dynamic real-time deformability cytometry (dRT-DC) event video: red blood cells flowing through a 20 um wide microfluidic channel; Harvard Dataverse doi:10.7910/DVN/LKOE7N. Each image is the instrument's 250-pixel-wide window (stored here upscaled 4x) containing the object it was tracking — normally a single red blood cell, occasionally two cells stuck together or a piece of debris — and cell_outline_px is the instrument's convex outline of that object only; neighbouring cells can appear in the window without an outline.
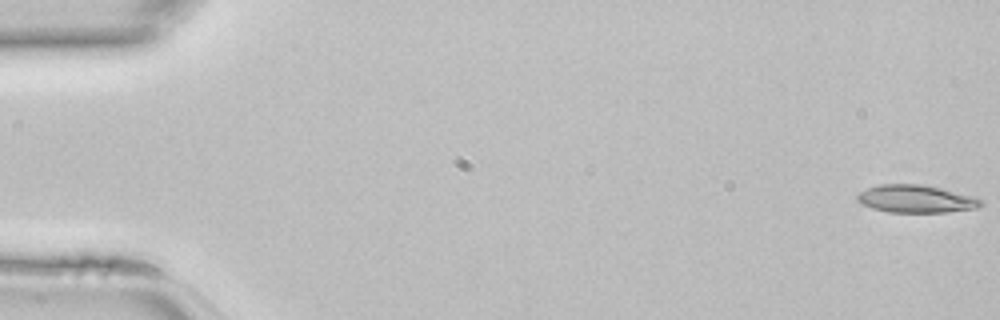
{"species": "common noctule bat (a hibernating species)", "species_latin": "Nyctalus noctula", "temperature_condition": "room temperature", "stored_images_in_passage": 14, "camera_frame_rate_fps": 3000, "um_per_image_px": 0.085, "animal": {"sex": "female", "body_mass_g": 22.7, "forearm_length_mm": 54.2}, "frame": {"image": 1, "passage_image": 1, "time_ms": 0.0, "image_size_px": [1000, 320], "cell_outline_px": [[984, 204], [980, 208], [944, 212], [888, 212], [872, 208], [856, 200], [856, 196], [860, 192], [868, 188], [880, 184], [924, 184], [980, 196], [984, 200]], "centroid_in_image_um": [77.98, 16.89], "position_along_channel_um": 7.0, "area_um2": 20.4}}